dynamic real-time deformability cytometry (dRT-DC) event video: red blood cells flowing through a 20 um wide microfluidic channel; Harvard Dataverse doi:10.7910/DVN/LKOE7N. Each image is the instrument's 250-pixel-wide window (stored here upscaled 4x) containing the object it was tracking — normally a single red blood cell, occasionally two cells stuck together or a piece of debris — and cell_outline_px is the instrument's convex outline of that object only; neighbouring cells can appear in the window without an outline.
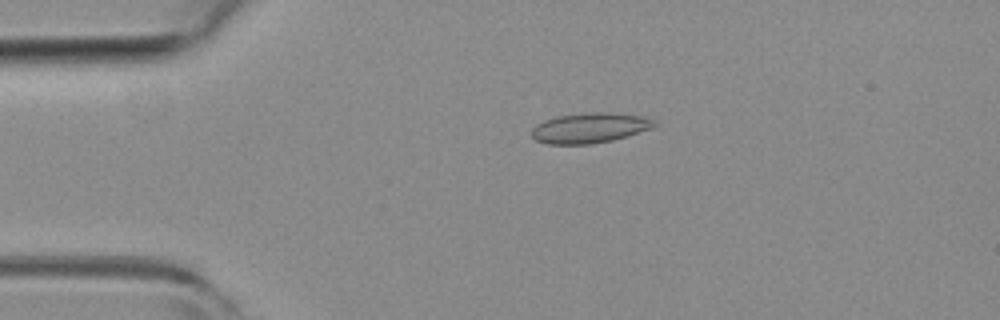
{"species": "common noctule bat (a hibernating species)", "species_latin": "Nyctalus noctula", "temperature_condition": "room temperature", "stored_images_in_passage": 49, "camera_frame_rate_fps": 3000, "um_per_image_px": 0.085, "animal": {"sex": "female", "body_mass_g": 19.3, "forearm_length_mm": 54.1}, "frame": {"image": 1, "passage_image": 8, "time_ms": 2.333, "image_size_px": [1000, 320], "cell_outline_px": [[656, 124], [652, 128], [628, 136], [612, 140], [588, 144], [548, 144], [536, 140], [532, 136], [532, 128], [536, 124], [544, 120], [556, 116], [592, 112], [612, 112], [644, 116], [656, 120]], "centroid_in_image_um": [50.15, 10.86], "position_along_channel_um": 34.9, "area_um2": 21.68}}
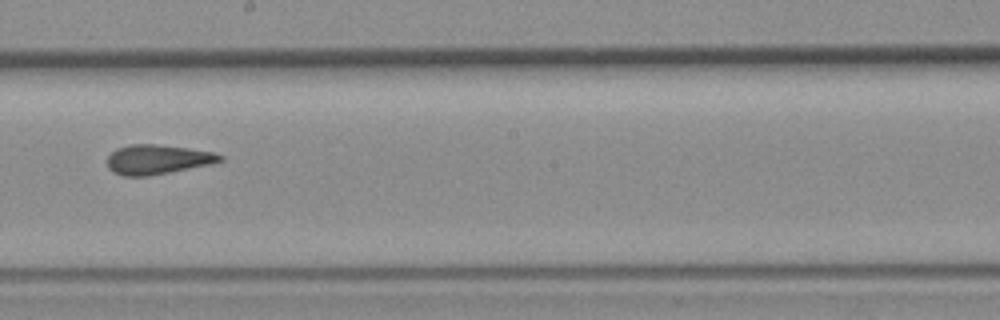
{"frame": {"image": 2, "passage_image": 26, "time_ms": 8.333, "image_size_px": [1000, 320], "cell_outline_px": [[224, 160], [212, 164], [148, 176], [124, 176], [112, 172], [108, 168], [108, 156], [116, 148], [132, 144], [152, 144], [188, 148], [216, 152], [224, 156]], "centroid_in_image_um": [13.41, 13.55], "position_along_channel_um": 234.8, "area_um2": 19.48}}
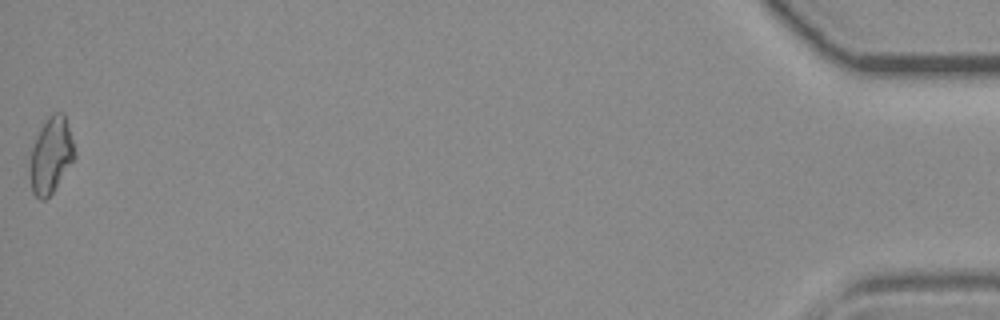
{"frame": {"image": 3, "passage_image": 49, "time_ms": 16.0, "image_size_px": [1000, 320], "cell_outline_px": [[76, 156], [52, 192], [44, 200], [40, 200], [32, 192], [28, 172], [28, 160], [36, 136], [40, 128], [48, 116], [52, 112], [64, 112], [76, 152]], "centroid_in_image_um": [4.3, 13.19], "position_along_channel_um": 430.9, "area_um2": 20.0}, "authors_computed_cell_mechanics": {"area_um2": 19.8832, "velocity_mm_per_s": 3.9404, "shape_relaxation_time_tau1_ms": null, "shape_relaxation_time_tau2_ms": 2.4644, "deformation_change_tau1": null, "deformation_change_tau2": 0.0748}}